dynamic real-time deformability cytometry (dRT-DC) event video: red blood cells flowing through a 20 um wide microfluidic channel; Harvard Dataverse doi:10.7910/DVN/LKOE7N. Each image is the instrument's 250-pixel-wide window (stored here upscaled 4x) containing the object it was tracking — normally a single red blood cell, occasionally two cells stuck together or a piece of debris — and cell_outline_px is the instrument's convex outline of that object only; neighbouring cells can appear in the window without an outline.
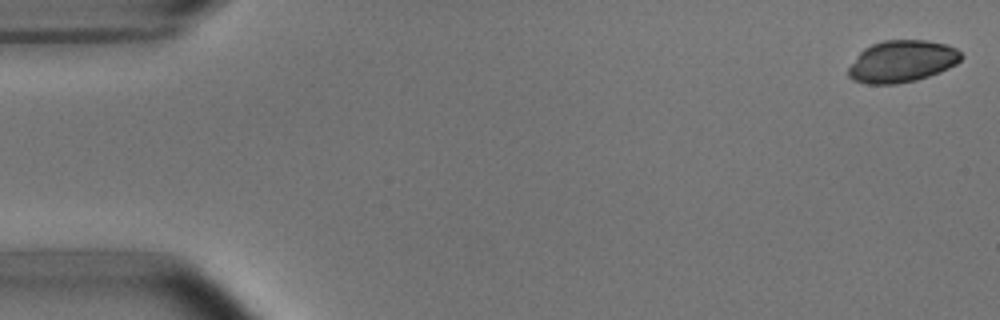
{"species": "common noctule bat (a hibernating species)", "species_latin": "Nyctalus noctula", "temperature_condition": "room temperature", "stored_images_in_passage": 54, "camera_frame_rate_fps": 3000, "um_per_image_px": 0.085, "animal": {"sex": "male", "body_mass_g": 15.6}, "frame": {"image": 1, "passage_image": 1, "time_ms": 0.0, "image_size_px": [1000, 320], "cell_outline_px": [[964, 56], [956, 64], [940, 72], [916, 80], [896, 84], [868, 84], [852, 80], [848, 76], [848, 68], [860, 52], [864, 48], [872, 44], [884, 40], [924, 40], [948, 44], [956, 48]], "centroid_in_image_um": [76.67, 5.21], "position_along_channel_um": 8.3, "area_um2": 27.63}}
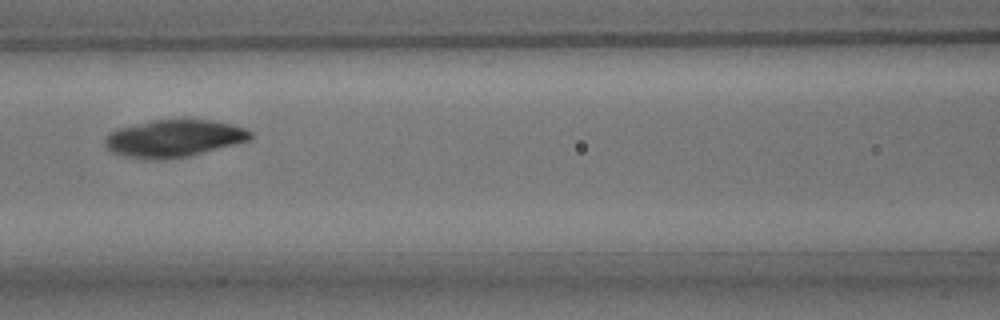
{"frame": {"image": 2, "passage_image": 23, "time_ms": 7.333, "image_size_px": [1000, 320], "cell_outline_px": [[252, 136], [248, 140], [192, 156], [156, 160], [124, 156], [112, 152], [104, 144], [104, 140], [116, 128], [152, 120], [212, 120], [232, 124], [244, 128], [252, 132]], "centroid_in_image_um": [14.78, 11.77], "position_along_channel_um": 151.8, "area_um2": 31.44}}
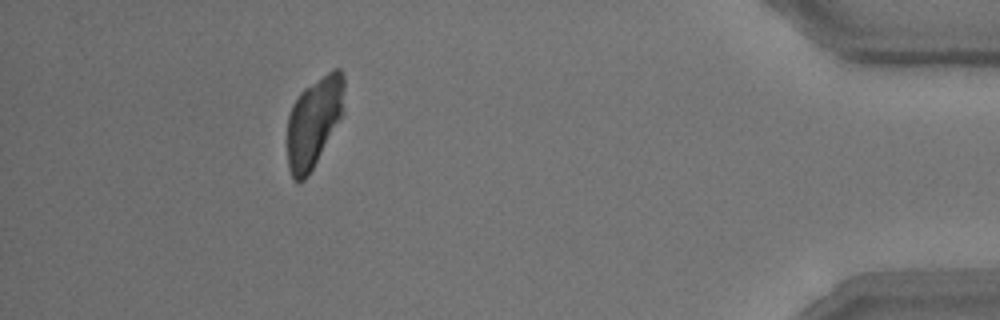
{"frame": {"image": 3, "passage_image": 48, "time_ms": 15.667, "image_size_px": [1000, 320], "cell_outline_px": [[344, 88], [340, 116], [308, 176], [300, 184], [296, 184], [292, 180], [288, 168], [288, 116], [292, 104], [300, 92], [304, 88], [332, 68], [340, 68], [344, 76]], "centroid_in_image_um": [26.63, 10.37], "position_along_channel_um": 408.6, "area_um2": 29.48}}